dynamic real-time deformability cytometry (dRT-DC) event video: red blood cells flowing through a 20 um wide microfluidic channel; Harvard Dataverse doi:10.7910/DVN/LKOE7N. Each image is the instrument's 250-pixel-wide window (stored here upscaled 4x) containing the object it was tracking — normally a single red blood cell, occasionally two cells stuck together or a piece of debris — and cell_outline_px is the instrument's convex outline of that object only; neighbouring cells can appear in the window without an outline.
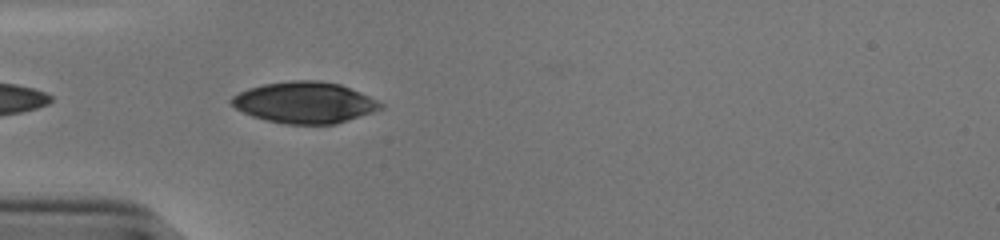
{"species": "human", "species_latin": "Homo sapiens", "temperature_condition": "cold", "stored_images_in_passage": 38, "camera_frame_rate_fps": 3000, "um_per_image_px": 0.085, "donor": {"sex": "male"}, "frame": {"image": 1, "passage_image": 2, "time_ms": 0.333, "image_size_px": [1000, 240], "cell_outline_px": [[384, 108], [336, 124], [288, 124], [268, 120], [252, 116], [236, 108], [228, 100], [232, 96], [248, 88], [264, 84], [292, 80], [320, 80], [340, 84], [360, 92], [384, 104]], "centroid_in_image_um": [25.9, 8.71], "position_along_channel_um": 59.1, "area_um2": 35.72}}
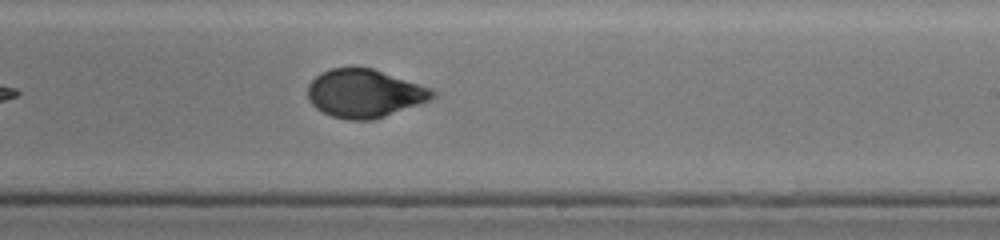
{"frame": {"image": 2, "passage_image": 18, "time_ms": 5.667, "image_size_px": [1000, 240], "cell_outline_px": [[436, 96], [428, 100], [384, 116], [372, 120], [348, 120], [332, 116], [316, 108], [308, 100], [308, 84], [320, 72], [332, 68], [372, 68], [432, 88], [436, 92]], "centroid_in_image_um": [30.96, 7.93], "position_along_channel_um": 258.0, "area_um2": 34.74}}
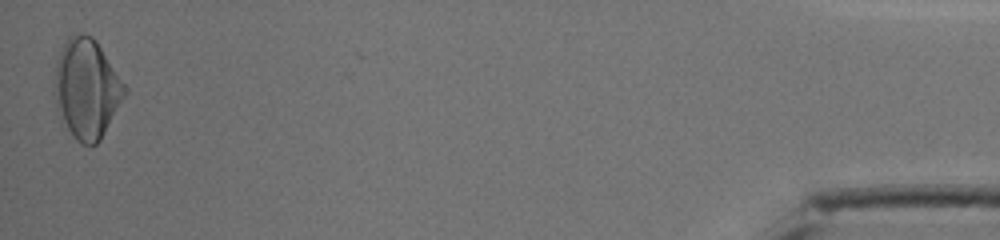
{"frame": {"image": 3, "passage_image": 38, "time_ms": 12.333, "image_size_px": [1000, 240], "cell_outline_px": [[128, 92], [100, 140], [96, 144], [80, 144], [60, 124], [56, 108], [56, 60], [68, 36], [80, 32], [84, 32], [92, 36], [96, 40], [128, 88]], "centroid_in_image_um": [7.38, 7.56], "position_along_channel_um": 427.8, "area_um2": 41.04}, "authors_computed_cell_mechanics": {"area_um2": 35.547, "velocity_mm_per_s": 3.8304, "shape_relaxation_time_tau1_ms": 3.8717, "shape_relaxation_time_tau2_ms": 1.2766, "deformation_change_tau1": 0.1513, "deformation_change_tau2": 0.045}}